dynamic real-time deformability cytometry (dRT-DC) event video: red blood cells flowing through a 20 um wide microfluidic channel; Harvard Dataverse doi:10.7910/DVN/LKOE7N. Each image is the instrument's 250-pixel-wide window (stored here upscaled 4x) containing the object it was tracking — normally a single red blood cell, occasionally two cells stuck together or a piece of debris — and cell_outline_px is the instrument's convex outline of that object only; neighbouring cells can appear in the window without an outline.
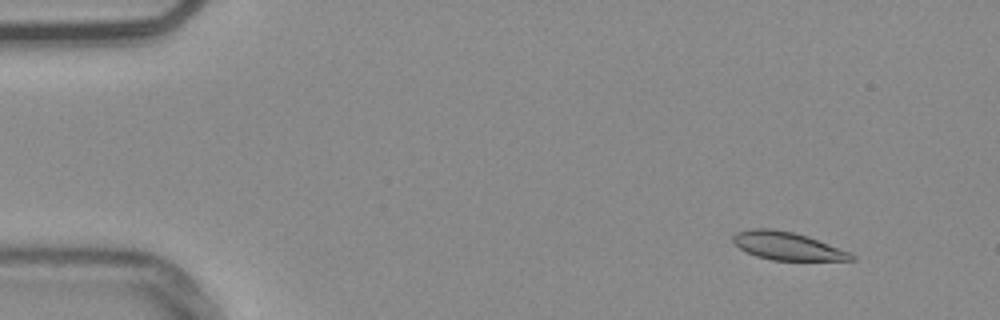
{"species": "common noctule bat (a hibernating species)", "species_latin": "Nyctalus noctula", "temperature_condition": "warm", "stored_images_in_passage": 55, "camera_frame_rate_fps": 3000, "um_per_image_px": 0.085, "animal": {"sex": "male", "body_mass_g": 20.4}, "frame": {"image": 1, "passage_image": 6, "time_ms": 1.667, "image_size_px": [1000, 320], "cell_outline_px": [[856, 260], [772, 260], [756, 256], [740, 248], [732, 240], [732, 236], [736, 232], [752, 228], [772, 228], [792, 232], [808, 236], [848, 252], [856, 256]], "centroid_in_image_um": [66.89, 20.9], "position_along_channel_um": 18.1, "area_um2": 19.07}}
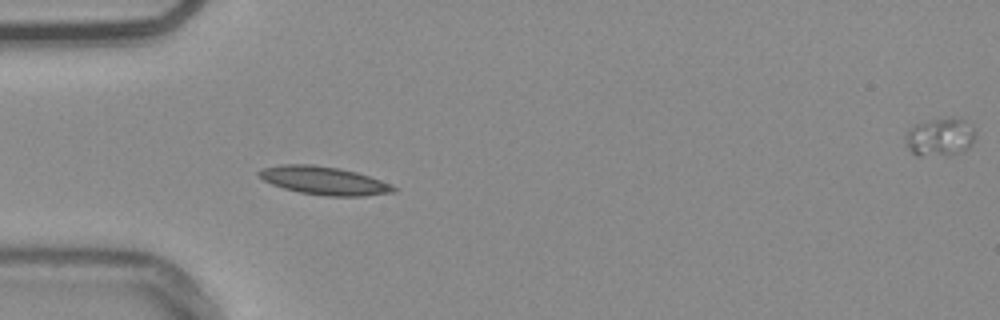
{"frame": {"image": 2, "passage_image": 17, "time_ms": 5.333, "image_size_px": [1000, 320], "cell_outline_px": [[400, 188], [396, 192], [364, 196], [328, 196], [300, 192], [284, 188], [272, 184], [264, 180], [256, 172], [264, 168], [280, 164], [312, 164], [340, 168], [356, 172], [392, 184]], "centroid_in_image_um": [27.59, 15.35], "position_along_channel_um": 57.4, "area_um2": 22.14}}
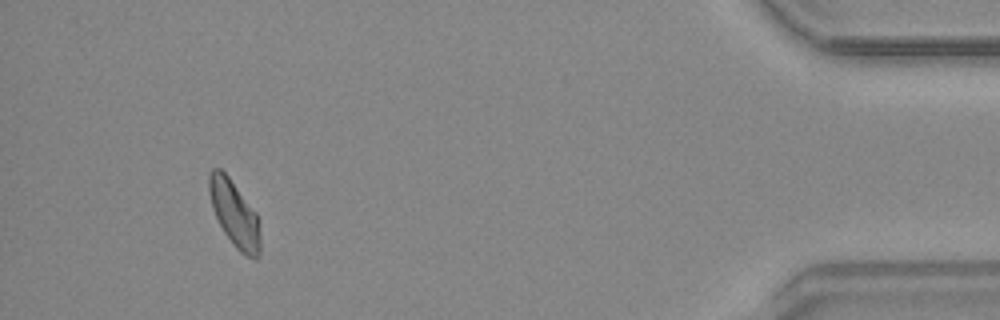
{"frame": {"image": 3, "passage_image": 51, "time_ms": 16.667, "image_size_px": [1000, 320], "cell_outline_px": [[260, 256], [256, 260], [240, 252], [232, 244], [224, 232], [212, 208], [208, 192], [208, 172], [212, 168], [220, 168], [228, 176], [256, 212], [260, 220]], "centroid_in_image_um": [19.94, 18.17], "position_along_channel_um": 415.3, "area_um2": 19.94}, "authors_computed_cell_mechanics": {"area_um2": 19.7098, "velocity_mm_per_s": 3.775, "shape_relaxation_time_tau1_ms": 6.1277, "shape_relaxation_time_tau2_ms": null, "deformation_change_tau1": 0.134, "deformation_change_tau2": null}}